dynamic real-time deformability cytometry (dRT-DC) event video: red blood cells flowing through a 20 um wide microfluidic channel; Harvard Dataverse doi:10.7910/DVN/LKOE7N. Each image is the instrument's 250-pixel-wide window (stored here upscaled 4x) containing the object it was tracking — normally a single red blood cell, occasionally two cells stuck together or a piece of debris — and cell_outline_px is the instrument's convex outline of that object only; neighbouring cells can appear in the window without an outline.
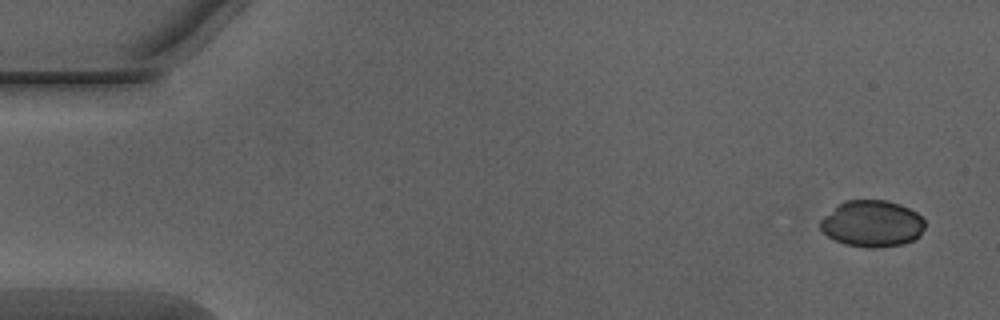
{"species": "Egyptian fruit bat (a non-hibernating species)", "species_latin": "Rousettus aegyptiacus", "temperature_condition": "warm", "stored_images_in_passage": 8, "camera_frame_rate_fps": 3000, "um_per_image_px": 0.085, "animal": {"sex": "male"}, "frame": {"image": 1, "passage_image": 1, "time_ms": 0.0, "image_size_px": [1000, 320], "cell_outline_px": [[924, 228], [920, 236], [904, 244], [876, 248], [868, 248], [844, 244], [828, 236], [820, 228], [820, 220], [836, 204], [844, 200], [888, 200], [900, 204], [916, 212], [924, 220]], "centroid_in_image_um": [74.12, 19.0], "position_along_channel_um": 10.9, "area_um2": 28.55}}